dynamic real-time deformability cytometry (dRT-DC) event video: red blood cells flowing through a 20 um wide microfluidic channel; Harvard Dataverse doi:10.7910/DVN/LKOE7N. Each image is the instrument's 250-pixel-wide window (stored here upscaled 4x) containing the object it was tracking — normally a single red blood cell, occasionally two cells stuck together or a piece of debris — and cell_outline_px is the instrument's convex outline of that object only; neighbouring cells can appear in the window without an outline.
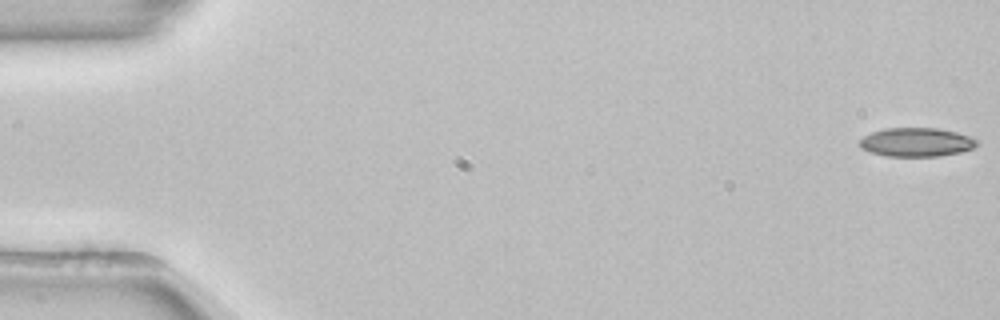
{"species": "common noctule bat (a hibernating species)", "species_latin": "Nyctalus noctula", "temperature_condition": "room temperature", "stored_images_in_passage": 49, "camera_frame_rate_fps": 3000, "um_per_image_px": 0.085, "animal": {"sex": "female", "body_mass_g": 22.7, "forearm_length_mm": 54.2}, "frame": {"image": 1, "passage_image": 1, "time_ms": 0.0, "image_size_px": [1000, 320], "cell_outline_px": [[980, 144], [972, 148], [960, 152], [940, 156], [884, 156], [860, 148], [860, 140], [864, 136], [872, 132], [884, 128], [940, 128], [956, 132], [968, 136], [976, 140]], "centroid_in_image_um": [77.89, 12.08], "position_along_channel_um": 7.1, "area_um2": 19.65}}
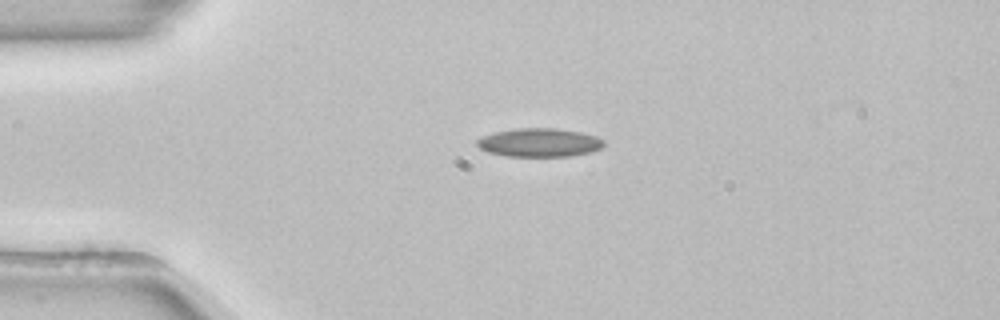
{"frame": {"image": 2, "passage_image": 13, "time_ms": 4.0, "image_size_px": [1000, 320], "cell_outline_px": [[604, 144], [600, 148], [592, 152], [572, 156], [508, 156], [488, 152], [480, 148], [476, 144], [476, 140], [484, 136], [496, 132], [516, 128], [556, 128], [580, 132], [596, 136], [604, 140]], "centroid_in_image_um": [45.87, 12.12], "position_along_channel_um": 39.1, "area_um2": 21.04}}
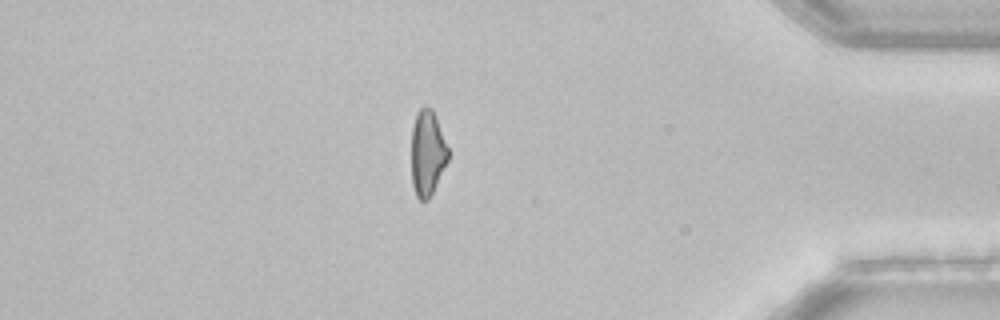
{"frame": {"image": 3, "passage_image": 46, "time_ms": 15.0, "image_size_px": [1000, 320], "cell_outline_px": [[448, 160], [428, 200], [420, 200], [416, 196], [412, 184], [412, 128], [416, 112], [420, 108], [432, 108], [448, 148]], "centroid_in_image_um": [36.31, 13.01], "position_along_channel_um": 398.9, "area_um2": 17.98}}